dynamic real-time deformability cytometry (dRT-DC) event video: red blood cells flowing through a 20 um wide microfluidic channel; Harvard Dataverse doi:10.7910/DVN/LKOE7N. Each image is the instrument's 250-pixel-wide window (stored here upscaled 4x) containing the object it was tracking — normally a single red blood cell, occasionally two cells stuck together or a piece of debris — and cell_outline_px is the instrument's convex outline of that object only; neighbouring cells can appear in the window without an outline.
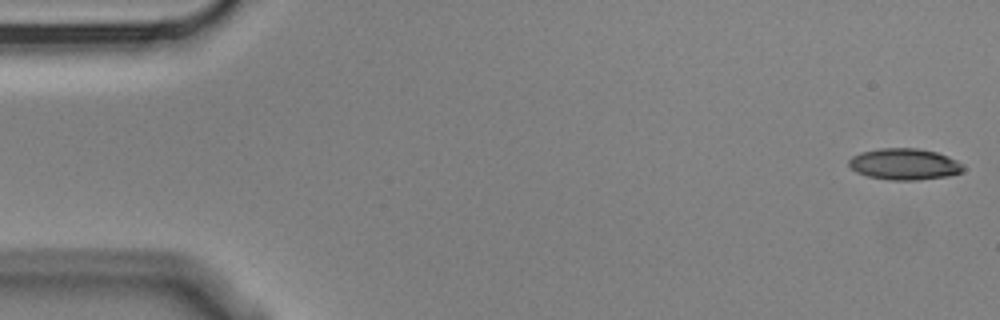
{"species": "Egyptian fruit bat (a non-hibernating species)", "species_latin": "Rousettus aegyptiacus", "temperature_condition": "cold", "stored_images_in_passage": 4, "camera_frame_rate_fps": 3000, "um_per_image_px": 0.085, "animal": {"sex": "male"}, "frame": {"image": 1, "passage_image": 1, "time_ms": 0.0, "image_size_px": [1000, 320], "cell_outline_px": [[964, 168], [960, 172], [948, 176], [916, 180], [892, 180], [868, 176], [856, 172], [848, 164], [848, 160], [852, 156], [860, 152], [880, 148], [916, 148], [936, 152], [948, 156], [964, 164]], "centroid_in_image_um": [76.86, 13.94], "position_along_channel_um": 8.1, "area_um2": 20.87}}
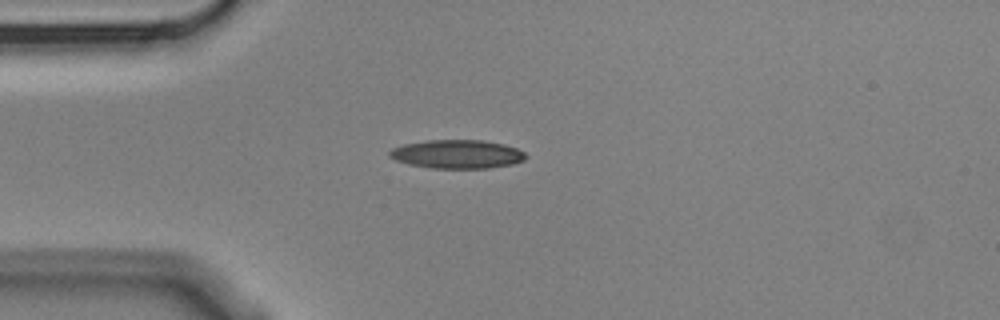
{"frame": {"image": 2, "passage_image": 4, "time_ms": 1.0, "image_size_px": [1000, 320], "cell_outline_px": [[528, 156], [524, 160], [512, 164], [488, 168], [432, 168], [408, 164], [396, 160], [388, 156], [388, 152], [392, 148], [404, 144], [428, 140], [484, 140], [504, 144], [516, 148], [524, 152]], "centroid_in_image_um": [38.86, 13.1], "position_along_channel_um": 46.1, "area_um2": 22.77}}